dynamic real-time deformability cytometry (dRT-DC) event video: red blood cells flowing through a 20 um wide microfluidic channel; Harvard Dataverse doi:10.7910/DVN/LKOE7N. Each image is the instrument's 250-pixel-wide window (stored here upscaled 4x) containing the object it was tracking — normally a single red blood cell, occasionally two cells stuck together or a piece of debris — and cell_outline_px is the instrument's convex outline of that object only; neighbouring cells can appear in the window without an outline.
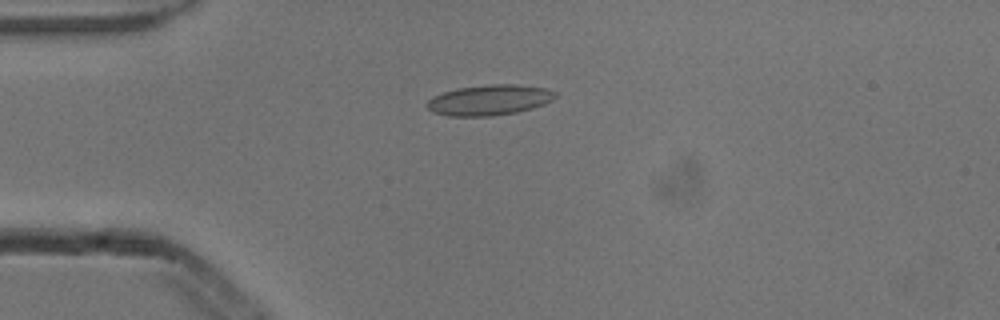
{"species": "common noctule bat (a hibernating species)", "species_latin": "Nyctalus noctula", "temperature_condition": "cold", "stored_images_in_passage": 5, "camera_frame_rate_fps": 3000, "um_per_image_px": 0.085, "animal": {"sex": "male", "body_mass_g": 13.3}, "frame": {"image": 1, "passage_image": 3, "time_ms": 0.667, "image_size_px": [1000, 320], "cell_outline_px": [[560, 96], [544, 104], [532, 108], [516, 112], [492, 116], [448, 116], [432, 112], [424, 104], [432, 96], [456, 88], [488, 84], [516, 84], [544, 88], [556, 92]], "centroid_in_image_um": [41.58, 8.5], "position_along_channel_um": 43.4, "area_um2": 23.0}}
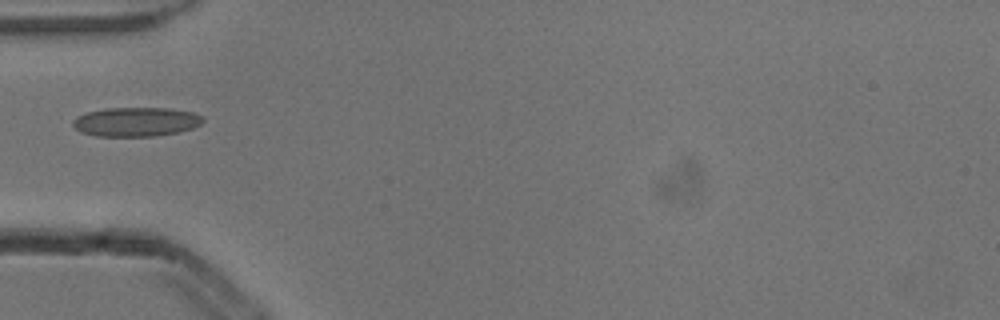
{"frame": {"image": 2, "passage_image": 4, "time_ms": 1.0, "image_size_px": [1000, 320], "cell_outline_px": [[204, 120], [200, 124], [192, 128], [176, 132], [156, 136], [96, 136], [80, 132], [72, 124], [72, 120], [76, 116], [88, 112], [104, 108], [168, 108], [192, 112], [200, 116]], "centroid_in_image_um": [11.51, 10.35], "position_along_channel_um": 73.5, "area_um2": 22.02}}
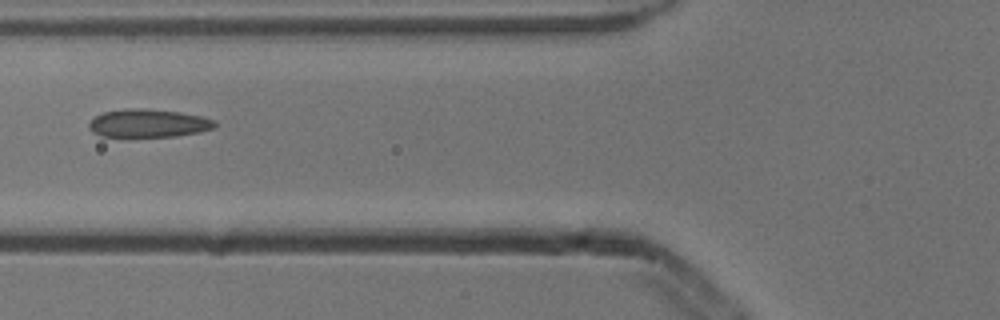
{"frame": {"image": 3, "passage_image": 5, "time_ms": 1.333, "image_size_px": [1000, 320], "cell_outline_px": [[216, 128], [200, 132], [176, 136], [100, 136], [92, 132], [88, 128], [88, 124], [96, 116], [104, 112], [128, 108], [144, 108], [180, 112], [200, 116], [216, 120]], "centroid_in_image_um": [12.63, 10.47], "position_along_channel_um": 113.2, "area_um2": 20.63}}